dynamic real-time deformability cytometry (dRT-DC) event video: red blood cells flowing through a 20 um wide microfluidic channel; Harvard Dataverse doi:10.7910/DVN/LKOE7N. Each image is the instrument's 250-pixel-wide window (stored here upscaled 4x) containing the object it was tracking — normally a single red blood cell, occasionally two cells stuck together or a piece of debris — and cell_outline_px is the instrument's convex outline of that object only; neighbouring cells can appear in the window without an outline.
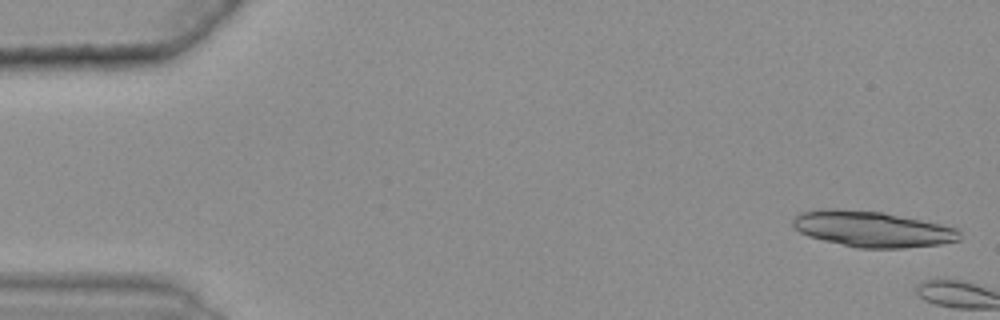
{"species": "common noctule bat (a hibernating species)", "species_latin": "Nyctalus noctula", "temperature_condition": "warm", "stored_images_in_passage": 5, "camera_frame_rate_fps": 3000, "um_per_image_px": 0.085, "animal": {"sex": "female", "body_mass_g": 25.1}, "frame": {"image": 1, "passage_image": 2, "time_ms": 0.333, "image_size_px": [1000, 320], "cell_outline_px": [[960, 240], [940, 244], [904, 248], [856, 248], [808, 236], [800, 232], [792, 224], [792, 220], [800, 212], [820, 208], [840, 208], [884, 212], [960, 228]], "centroid_in_image_um": [74.15, 19.46], "position_along_channel_um": 10.9, "area_um2": 35.14}}